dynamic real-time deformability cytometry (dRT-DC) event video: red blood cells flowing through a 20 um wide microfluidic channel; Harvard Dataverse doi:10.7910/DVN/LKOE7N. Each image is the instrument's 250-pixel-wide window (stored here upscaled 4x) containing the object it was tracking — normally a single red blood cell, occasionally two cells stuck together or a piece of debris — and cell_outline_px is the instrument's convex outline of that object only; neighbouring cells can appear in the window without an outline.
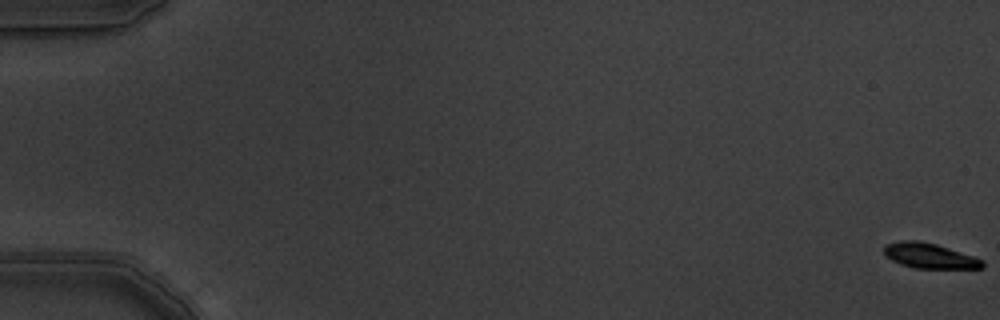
{"species": "common noctule bat (a hibernating species)", "species_latin": "Nyctalus noctula", "temperature_condition": "warm", "stored_images_in_passage": 10, "camera_frame_rate_fps": 3000, "um_per_image_px": 0.085, "animal": {"sex": "male", "body_mass_g": 19.5, "forearm_length_mm": 54.6}, "frame": {"image": 1, "passage_image": 1, "time_ms": 0.0, "image_size_px": [1000, 320], "cell_outline_px": [[984, 268], [916, 268], [900, 264], [884, 256], [884, 244], [900, 240], [916, 240], [936, 244], [984, 260]], "centroid_in_image_um": [78.96, 21.73], "position_along_channel_um": 6.0, "area_um2": 14.39}}
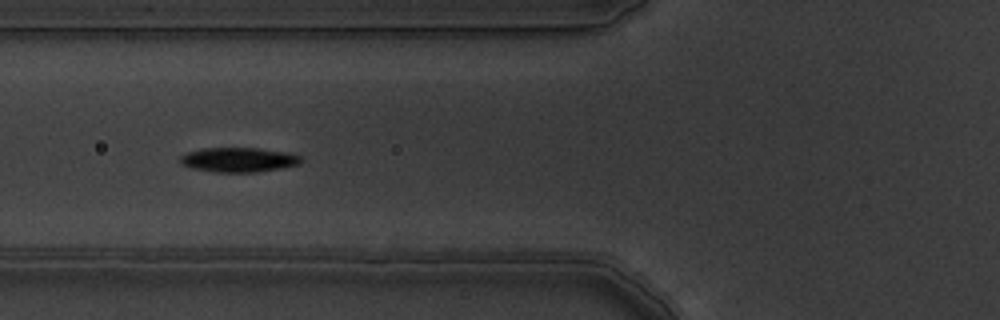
{"frame": {"image": 2, "passage_image": 8, "time_ms": 2.333, "image_size_px": [1000, 320], "cell_outline_px": [[304, 160], [300, 164], [280, 168], [256, 172], [216, 172], [192, 168], [180, 164], [180, 156], [184, 152], [204, 148], [260, 148], [288, 152], [304, 156]], "centroid_in_image_um": [20.31, 13.57], "position_along_channel_um": 105.5, "area_um2": 17.57}}
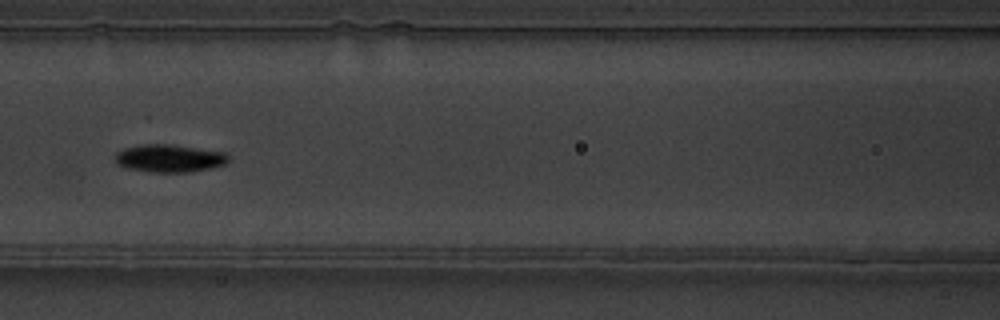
{"frame": {"image": 3, "passage_image": 9, "time_ms": 2.667, "image_size_px": [1000, 320], "cell_outline_px": [[228, 160], [224, 164], [212, 168], [192, 172], [148, 172], [128, 168], [116, 164], [116, 152], [124, 148], [140, 144], [172, 144], [228, 152]], "centroid_in_image_um": [14.41, 13.45], "position_along_channel_um": 152.2, "area_um2": 18.55}}